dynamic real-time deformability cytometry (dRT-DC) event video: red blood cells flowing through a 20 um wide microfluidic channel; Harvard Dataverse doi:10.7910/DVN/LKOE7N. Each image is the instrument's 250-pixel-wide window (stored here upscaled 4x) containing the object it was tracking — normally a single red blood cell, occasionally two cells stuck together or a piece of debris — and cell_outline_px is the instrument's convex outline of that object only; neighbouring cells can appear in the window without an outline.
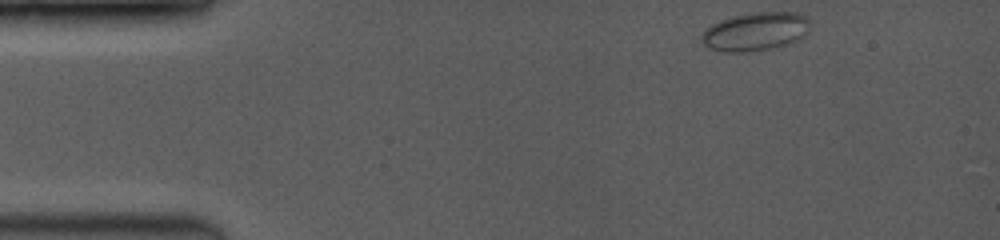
{"species": "common noctule bat (a hibernating species)", "species_latin": "Nyctalus noctula", "temperature_condition": "room temperature", "stored_images_in_passage": 73, "camera_frame_rate_fps": 3500, "um_per_image_px": 0.085, "animal": {"sex": "female", "body_mass_g": 19.0, "forearm_length_mm": 53.3}, "frame": {"image": 1, "passage_image": 1, "time_ms": 0.0, "image_size_px": [1000, 240], "cell_outline_px": [[808, 32], [804, 36], [788, 44], [768, 48], [744, 52], [720, 52], [708, 48], [700, 40], [700, 36], [712, 24], [736, 16], [756, 12], [796, 12], [808, 16]], "centroid_in_image_um": [64.21, 2.69], "position_along_channel_um": 20.8, "area_um2": 24.04}}
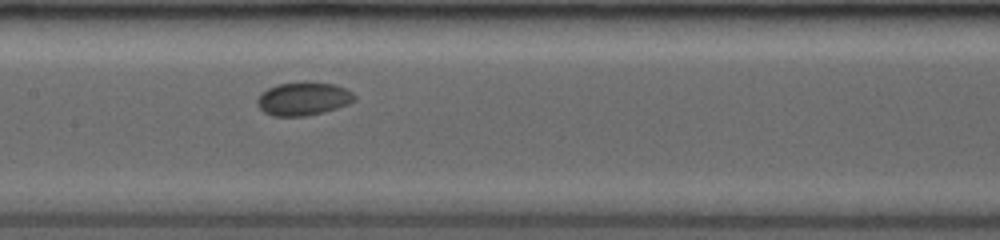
{"frame": {"image": 2, "passage_image": 28, "time_ms": 6.286, "image_size_px": [1000, 240], "cell_outline_px": [[356, 100], [348, 104], [324, 112], [304, 116], [272, 116], [264, 112], [256, 104], [256, 100], [268, 88], [276, 84], [304, 80], [308, 80], [332, 84], [344, 88], [352, 92], [356, 96]], "centroid_in_image_um": [25.78, 8.37], "position_along_channel_um": 181.6, "area_um2": 19.13}}
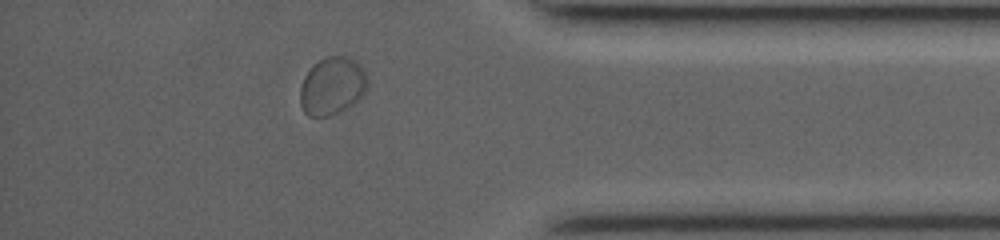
{"frame": {"image": 3, "passage_image": 60, "time_ms": 12.286, "image_size_px": [1000, 240], "cell_outline_px": [[368, 84], [364, 92], [348, 108], [340, 112], [328, 116], [308, 116], [304, 112], [300, 104], [300, 88], [304, 76], [312, 64], [328, 56], [344, 56], [356, 60], [364, 68], [368, 80]], "centroid_in_image_um": [28.23, 7.3], "position_along_channel_um": 407.0, "area_um2": 22.83}, "authors_computed_cell_mechanics": {"area_um2": 19.0162, "velocity_mm_per_s": 3.9254, "shape_relaxation_time_tau1_ms": 4.6857, "shape_relaxation_time_tau2_ms": 1.7936, "deformation_change_tau1": 0.0523, "deformation_change_tau2": 0.0272}}